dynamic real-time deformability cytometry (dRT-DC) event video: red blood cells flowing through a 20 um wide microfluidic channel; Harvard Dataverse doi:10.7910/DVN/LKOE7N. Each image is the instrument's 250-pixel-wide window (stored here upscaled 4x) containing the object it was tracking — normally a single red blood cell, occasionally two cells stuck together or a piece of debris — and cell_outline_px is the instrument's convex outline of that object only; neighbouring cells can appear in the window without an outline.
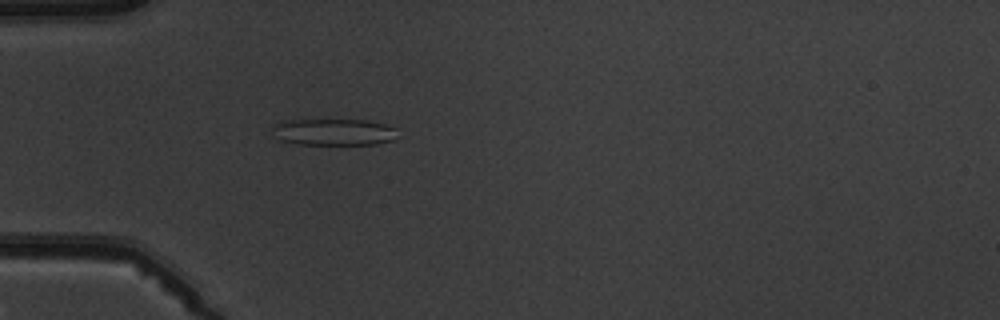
{"species": "common noctule bat (a hibernating species)", "species_latin": "Nyctalus noctula", "temperature_condition": "warm", "stored_images_in_passage": 2, "camera_frame_rate_fps": 3000, "um_per_image_px": 0.085, "animal": {"sex": "male", "body_mass_g": 19.5, "forearm_length_mm": 54.6}, "frame": {"image": 1, "passage_image": 2, "time_ms": 1.333, "image_size_px": [1000, 320], "cell_outline_px": [[400, 136], [392, 140], [376, 144], [296, 144], [280, 140], [272, 136], [276, 124], [284, 120], [368, 120], [384, 124], [396, 128]], "centroid_in_image_um": [28.41, 11.22], "position_along_channel_um": 56.6, "area_um2": 19.54}}